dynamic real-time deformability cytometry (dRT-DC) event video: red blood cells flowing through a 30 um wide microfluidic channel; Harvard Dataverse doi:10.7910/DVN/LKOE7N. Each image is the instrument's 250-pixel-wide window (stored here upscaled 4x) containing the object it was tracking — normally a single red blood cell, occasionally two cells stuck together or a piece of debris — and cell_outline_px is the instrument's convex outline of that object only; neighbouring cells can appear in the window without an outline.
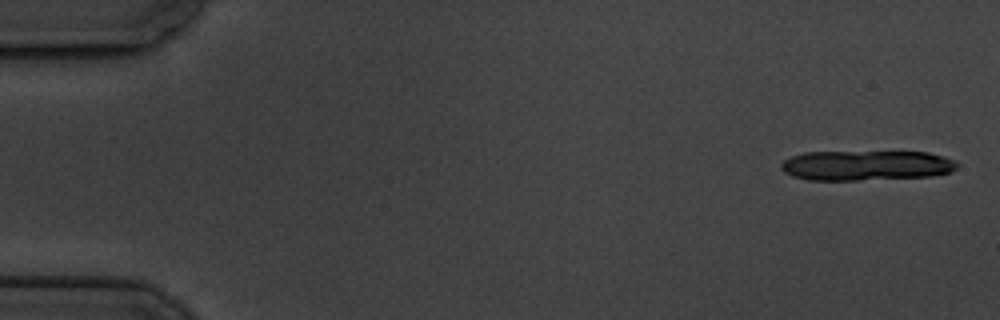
{"species": "common noctule bat (a hibernating species)", "species_latin": "Nyctalus noctula", "temperature_condition": "cold", "stored_images_in_passage": 3, "camera_frame_rate_fps": 3000, "um_per_image_px": 0.085, "animal": {"sex": "male", "body_mass_g": 19.5, "forearm_length_mm": 54.6}, "frame": {"image": 1, "passage_image": 1, "time_ms": 0.0, "image_size_px": [1000, 320], "cell_outline_px": [[960, 164], [956, 168], [948, 172], [932, 176], [856, 180], [808, 180], [792, 176], [784, 172], [780, 168], [780, 164], [784, 160], [792, 156], [804, 152], [928, 152], [944, 156], [956, 160]], "centroid_in_image_um": [73.63, 14.06], "position_along_channel_um": 11.4, "area_um2": 30.92}}